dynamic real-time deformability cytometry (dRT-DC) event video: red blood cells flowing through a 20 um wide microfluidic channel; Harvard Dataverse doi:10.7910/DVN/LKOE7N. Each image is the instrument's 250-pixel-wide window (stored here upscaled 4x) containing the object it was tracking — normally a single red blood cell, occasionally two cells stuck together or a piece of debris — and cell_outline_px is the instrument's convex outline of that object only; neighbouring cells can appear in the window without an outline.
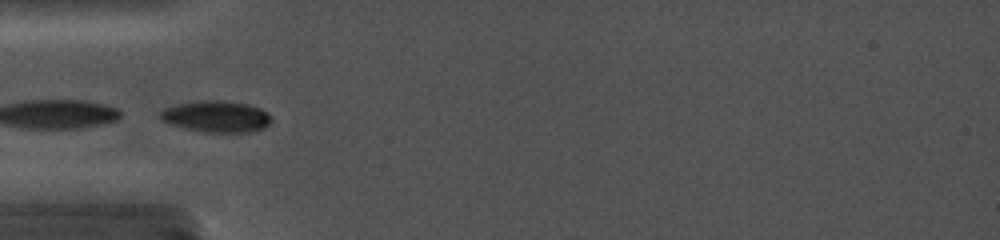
{"species": "common noctule bat (a hibernating species)", "species_latin": "Nyctalus noctula", "temperature_condition": "cold", "stored_images_in_passage": 18, "camera_frame_rate_fps": 5000, "um_per_image_px": 0.085, "animal": {"sex": "female", "body_mass_g": 19.0, "forearm_length_mm": 56.7}, "frame": {"image": 1, "passage_image": 1, "time_ms": 0.0, "image_size_px": [1000, 240], "cell_outline_px": [[272, 120], [264, 128], [248, 132], [204, 132], [184, 128], [168, 124], [160, 120], [160, 112], [164, 108], [176, 104], [200, 100], [220, 100], [248, 104], [260, 108], [268, 112]], "centroid_in_image_um": [18.36, 9.9], "position_along_channel_um": 66.6, "area_um2": 20.52}}